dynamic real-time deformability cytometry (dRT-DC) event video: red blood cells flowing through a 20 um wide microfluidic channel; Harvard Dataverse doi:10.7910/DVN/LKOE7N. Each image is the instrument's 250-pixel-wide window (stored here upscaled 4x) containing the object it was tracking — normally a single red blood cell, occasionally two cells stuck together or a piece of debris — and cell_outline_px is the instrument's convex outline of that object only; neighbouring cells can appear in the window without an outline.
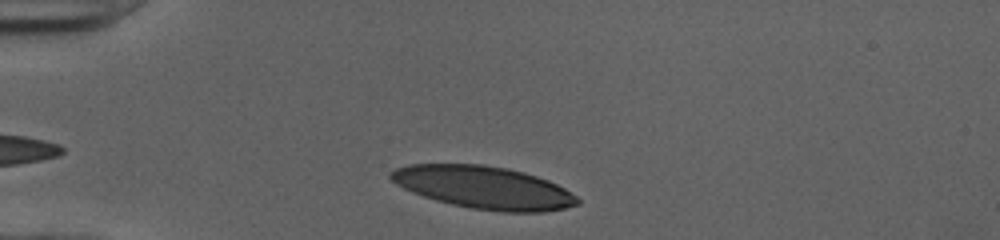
{"species": "human", "species_latin": "Homo sapiens", "temperature_condition": "cold", "stored_images_in_passage": 32, "camera_frame_rate_fps": 3000, "um_per_image_px": 0.085, "donor": {"sex": "female"}, "frame": {"image": 1, "passage_image": 2, "time_ms": 0.333, "image_size_px": [1000, 240], "cell_outline_px": [[580, 204], [564, 208], [544, 212], [500, 212], [472, 208], [452, 204], [436, 200], [412, 192], [396, 184], [388, 176], [388, 172], [396, 168], [408, 164], [484, 164], [508, 168], [524, 172], [548, 180], [564, 188], [576, 196], [580, 200]], "centroid_in_image_um": [41.11, 15.93], "position_along_channel_um": 43.9, "area_um2": 46.41}}
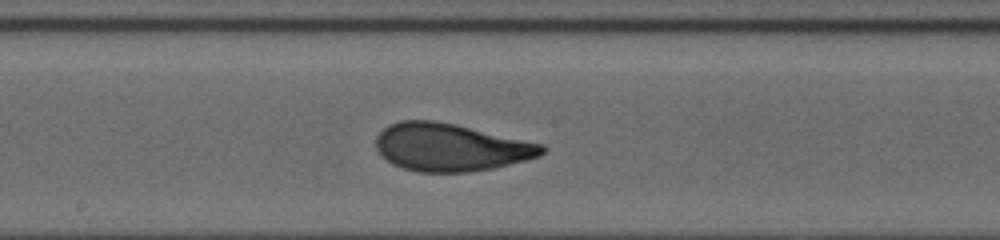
{"frame": {"image": 2, "passage_image": 17, "time_ms": 5.333, "image_size_px": [1000, 240], "cell_outline_px": [[548, 148], [540, 156], [492, 168], [468, 172], [416, 172], [400, 168], [392, 164], [376, 148], [376, 136], [388, 124], [400, 120], [432, 120], [456, 124], [544, 144]], "centroid_in_image_um": [38.29, 12.51], "position_along_channel_um": 209.9, "area_um2": 46.18}}
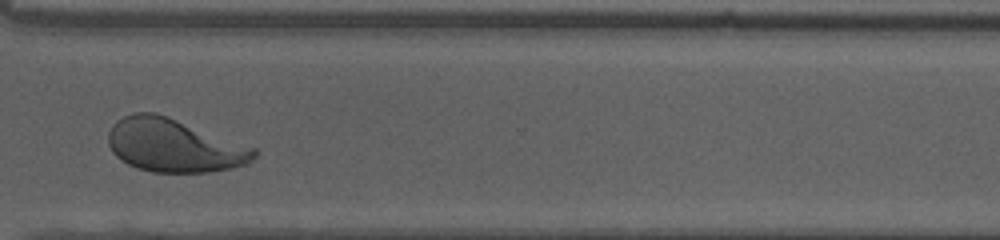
{"frame": {"image": 3, "passage_image": 28, "time_ms": 9.0, "image_size_px": [1000, 240], "cell_outline_px": [[256, 156], [248, 164], [232, 168], [208, 172], [152, 172], [136, 168], [128, 164], [116, 156], [112, 152], [108, 144], [108, 132], [112, 124], [116, 120], [124, 116], [136, 112], [156, 112], [256, 148]], "centroid_in_image_um": [14.77, 12.36], "position_along_channel_um": 355.8, "area_um2": 45.32}, "authors_computed_cell_mechanics": {"area_um2": 46.1822, "velocity_mm_per_s": 3.9809, "shape_relaxation_time_tau1_ms": 4.4917, "shape_relaxation_time_tau2_ms": 0.9556, "deformation_change_tau1": 0.2084, "deformation_change_tau2": 0.0825}}